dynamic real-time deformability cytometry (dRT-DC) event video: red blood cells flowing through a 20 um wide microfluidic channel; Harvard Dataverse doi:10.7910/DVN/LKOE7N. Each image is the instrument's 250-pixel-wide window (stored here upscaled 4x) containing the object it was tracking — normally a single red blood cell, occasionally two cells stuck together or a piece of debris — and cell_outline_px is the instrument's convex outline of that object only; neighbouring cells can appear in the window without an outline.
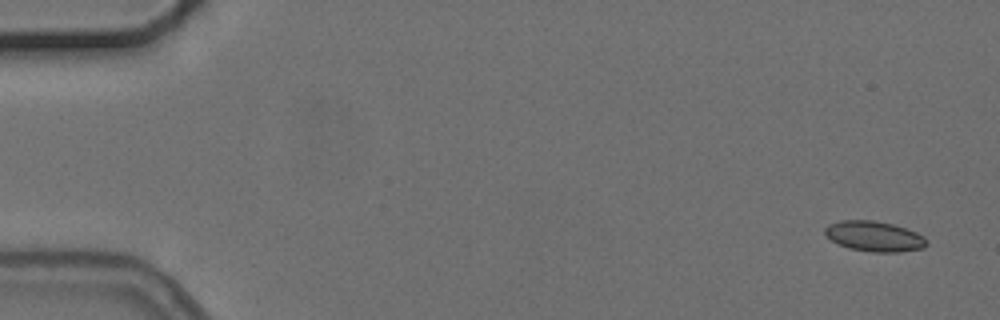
{"species": "common noctule bat (a hibernating species)", "species_latin": "Nyctalus noctula", "temperature_condition": "cold", "stored_images_in_passage": 4, "camera_frame_rate_fps": 3000, "um_per_image_px": 0.085, "animal": {"sex": "female", "body_mass_g": 24.6, "forearm_length_mm": 56.2}, "frame": {"image": 1, "passage_image": 1, "time_ms": 0.0, "image_size_px": [1000, 320], "cell_outline_px": [[928, 244], [924, 248], [900, 252], [872, 252], [848, 248], [824, 236], [824, 228], [828, 224], [840, 220], [872, 220], [892, 224], [916, 232], [924, 236], [928, 240]], "centroid_in_image_um": [74.31, 20.09], "position_along_channel_um": 10.7, "area_um2": 18.09}}